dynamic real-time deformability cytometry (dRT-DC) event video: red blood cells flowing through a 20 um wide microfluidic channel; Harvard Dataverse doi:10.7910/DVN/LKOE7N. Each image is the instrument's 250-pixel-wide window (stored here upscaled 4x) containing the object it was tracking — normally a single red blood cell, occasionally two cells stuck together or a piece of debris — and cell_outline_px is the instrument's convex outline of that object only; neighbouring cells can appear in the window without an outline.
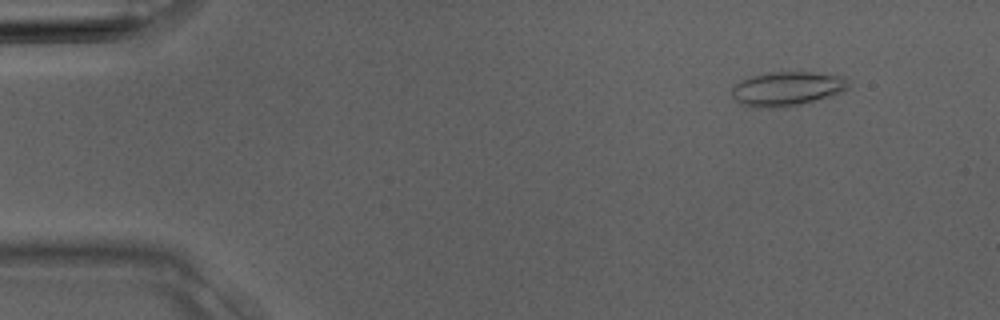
{"species": "Egyptian fruit bat (a non-hibernating species)", "species_latin": "Rousettus aegyptiacus", "temperature_condition": "room temperature", "stored_images_in_passage": 3, "camera_frame_rate_fps": 3000, "um_per_image_px": 0.085, "animal": {"sex": "male"}, "frame": {"image": 1, "passage_image": 1, "time_ms": 0.0, "image_size_px": [1000, 320], "cell_outline_px": [[848, 88], [844, 92], [832, 96], [784, 108], [752, 108], [740, 104], [732, 96], [732, 88], [740, 80], [752, 76], [768, 72], [812, 72], [848, 76]], "centroid_in_image_um": [66.92, 7.55], "position_along_channel_um": 18.1, "area_um2": 23.76}}